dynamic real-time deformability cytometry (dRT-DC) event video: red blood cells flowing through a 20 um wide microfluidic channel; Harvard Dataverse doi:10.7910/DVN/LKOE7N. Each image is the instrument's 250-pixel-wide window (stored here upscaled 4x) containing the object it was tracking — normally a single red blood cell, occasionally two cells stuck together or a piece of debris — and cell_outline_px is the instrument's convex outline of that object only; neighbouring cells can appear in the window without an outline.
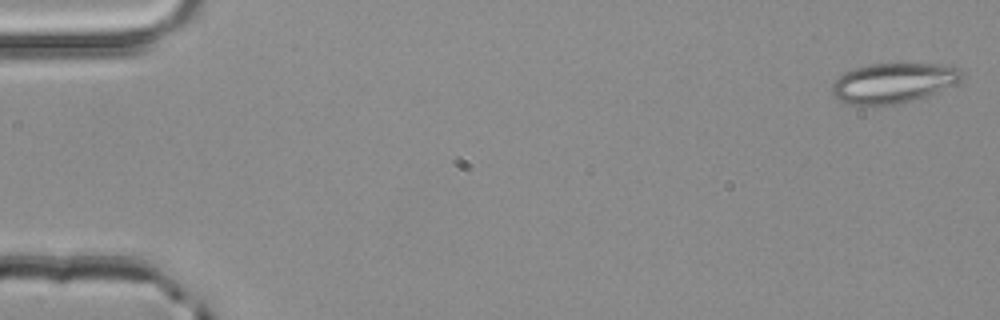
{"species": "common noctule bat (a hibernating species)", "species_latin": "Nyctalus noctula", "temperature_condition": "room temperature", "stored_images_in_passage": 29, "camera_frame_rate_fps": 3000, "um_per_image_px": 0.085, "animal": {"sex": "male", "body_mass_g": 20.4}, "frame": {"image": 1, "passage_image": 1, "time_ms": 0.0, "image_size_px": [1000, 320], "cell_outline_px": [[964, 76], [956, 84], [936, 92], [912, 100], [892, 104], [848, 104], [840, 100], [832, 92], [832, 84], [844, 72], [856, 68], [872, 64], [940, 64], [960, 68], [964, 72]], "centroid_in_image_um": [75.98, 7.03], "position_along_channel_um": 9.0, "area_um2": 29.77}}
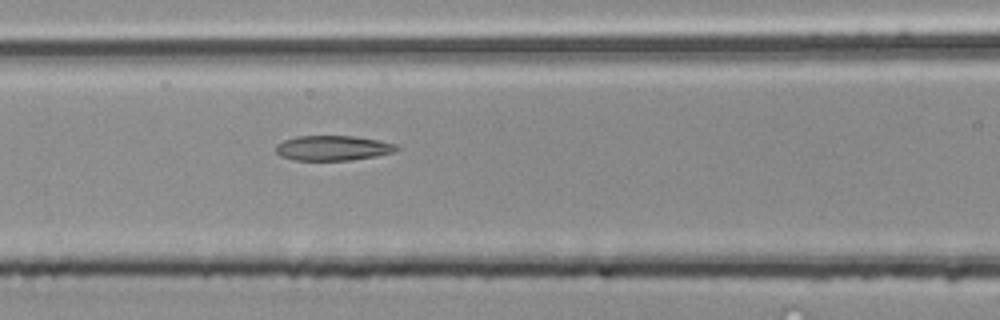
{"frame": {"image": 2, "passage_image": 22, "time_ms": 7.0, "image_size_px": [1000, 320], "cell_outline_px": [[400, 148], [396, 152], [376, 156], [352, 160], [296, 160], [280, 156], [276, 152], [276, 144], [284, 140], [296, 136], [356, 136], [396, 144]], "centroid_in_image_um": [28.31, 12.58], "position_along_channel_um": 138.3, "area_um2": 17.63}}
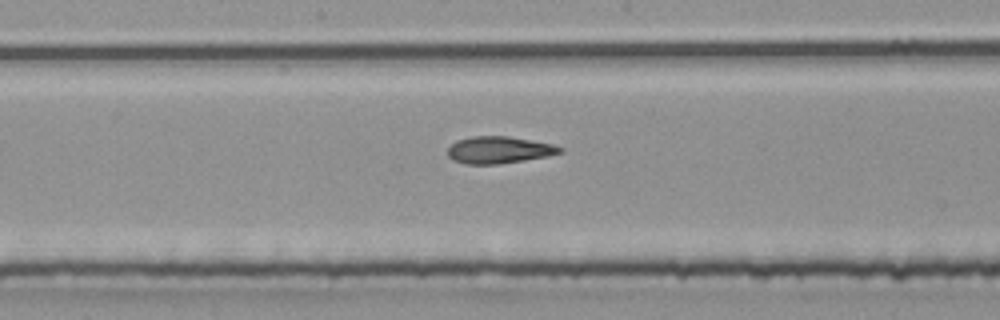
{"frame": {"image": 3, "passage_image": 27, "time_ms": 8.667, "image_size_px": [1000, 320], "cell_outline_px": [[564, 152], [548, 156], [524, 160], [496, 164], [468, 164], [452, 160], [448, 156], [448, 148], [456, 140], [472, 136], [508, 136], [556, 144], [564, 148]], "centroid_in_image_um": [42.45, 12.73], "position_along_channel_um": 205.7, "area_um2": 17.8}}